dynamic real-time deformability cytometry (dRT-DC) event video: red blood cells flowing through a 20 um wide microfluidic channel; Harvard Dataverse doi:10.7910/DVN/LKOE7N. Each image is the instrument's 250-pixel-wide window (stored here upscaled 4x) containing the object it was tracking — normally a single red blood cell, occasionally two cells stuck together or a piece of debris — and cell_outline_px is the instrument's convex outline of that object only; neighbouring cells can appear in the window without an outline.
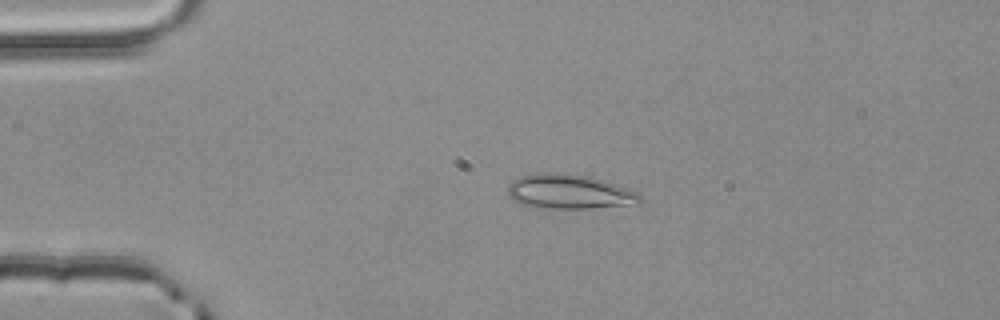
{"species": "common noctule bat (a hibernating species)", "species_latin": "Nyctalus noctula", "temperature_condition": "room temperature", "stored_images_in_passage": 2, "camera_frame_rate_fps": 3000, "um_per_image_px": 0.085, "animal": {"sex": "male", "body_mass_g": 20.4}, "frame": {"image": 1, "passage_image": 1, "time_ms": 0.0, "image_size_px": [1000, 320], "cell_outline_px": [[644, 200], [640, 204], [588, 208], [532, 208], [520, 204], [512, 200], [508, 196], [508, 184], [520, 176], [536, 172], [552, 172], [588, 176], [604, 180], [636, 192]], "centroid_in_image_um": [48.34, 16.3], "position_along_channel_um": 36.7, "area_um2": 26.88}}